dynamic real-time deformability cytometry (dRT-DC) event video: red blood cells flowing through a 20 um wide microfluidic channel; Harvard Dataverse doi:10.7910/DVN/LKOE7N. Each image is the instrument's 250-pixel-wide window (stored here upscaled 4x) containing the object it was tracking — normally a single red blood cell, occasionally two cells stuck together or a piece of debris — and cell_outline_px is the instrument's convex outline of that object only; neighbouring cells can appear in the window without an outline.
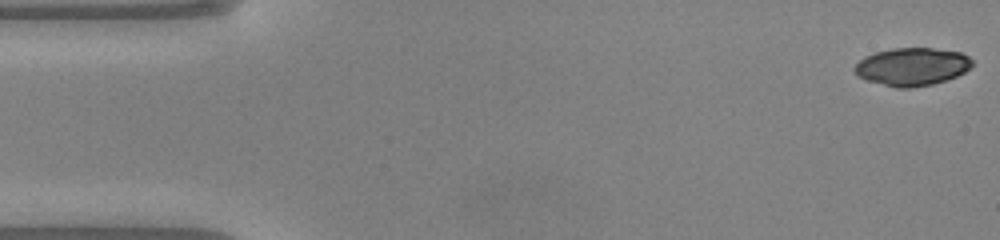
{"species": "common noctule bat (a hibernating species)", "species_latin": "Nyctalus noctula", "temperature_condition": "warm", "stored_images_in_passage": 48, "camera_frame_rate_fps": 3000, "um_per_image_px": 0.085, "animal": {"sex": "male", "body_mass_g": 20.0, "forearm_length_mm": 53.3}, "frame": {"image": 1, "passage_image": 1, "time_ms": 0.0, "image_size_px": [1000, 240], "cell_outline_px": [[972, 64], [964, 72], [956, 76], [932, 84], [912, 88], [896, 88], [868, 80], [856, 76], [852, 68], [864, 56], [876, 52], [892, 48], [932, 48], [960, 52], [968, 56], [972, 60]], "centroid_in_image_um": [77.48, 5.66], "position_along_channel_um": 7.5, "area_um2": 25.89}}
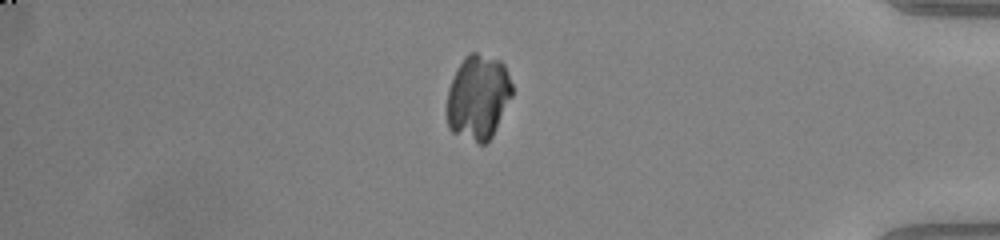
{"frame": {"image": 2, "passage_image": 41, "time_ms": 13.333, "image_size_px": [1000, 240], "cell_outline_px": [[512, 96], [488, 144], [480, 144], [452, 132], [448, 128], [448, 88], [452, 76], [456, 68], [464, 56], [468, 52], [476, 52], [500, 60], [504, 64], [508, 72], [512, 84]], "centroid_in_image_um": [40.64, 8.24], "position_along_channel_um": 394.6, "area_um2": 32.48}}
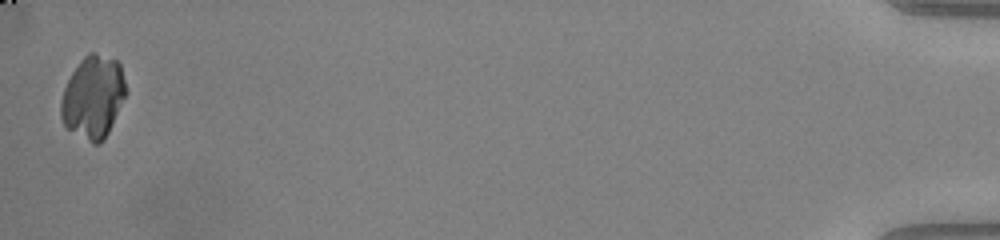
{"frame": {"image": 3, "passage_image": 48, "time_ms": 15.667, "image_size_px": [1000, 240], "cell_outline_px": [[128, 92], [104, 140], [100, 144], [92, 144], [64, 128], [60, 116], [60, 100], [64, 88], [72, 72], [80, 60], [88, 52], [96, 52], [116, 60], [120, 64]], "centroid_in_image_um": [7.9, 8.27], "position_along_channel_um": 427.3, "area_um2": 31.79}}